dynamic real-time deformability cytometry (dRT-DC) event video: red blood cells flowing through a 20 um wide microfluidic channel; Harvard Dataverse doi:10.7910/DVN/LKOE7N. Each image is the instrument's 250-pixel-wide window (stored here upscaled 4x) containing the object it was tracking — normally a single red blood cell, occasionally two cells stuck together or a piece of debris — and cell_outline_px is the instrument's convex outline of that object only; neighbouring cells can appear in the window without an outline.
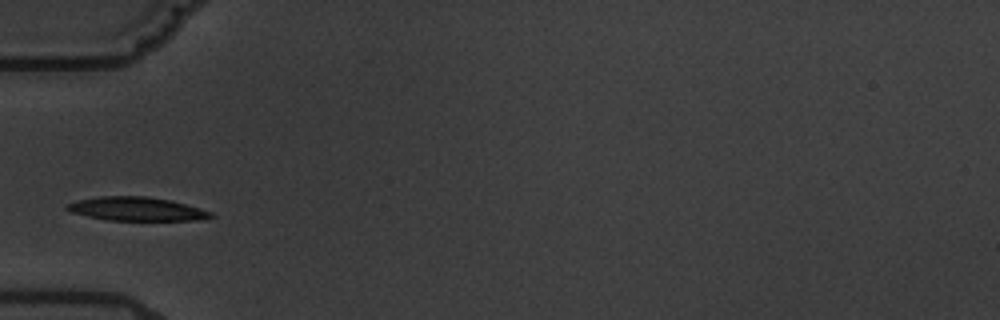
{"species": "common noctule bat (a hibernating species)", "species_latin": "Nyctalus noctula", "temperature_condition": "warm", "stored_images_in_passage": 1, "camera_frame_rate_fps": 3000, "um_per_image_px": 0.085, "animal": {"sex": "male", "body_mass_g": 19.5, "forearm_length_mm": 54.6}, "frame": {"image": 1, "passage_image": 1, "time_ms": 0.0, "image_size_px": [1000, 320], "cell_outline_px": [[216, 216], [200, 220], [108, 220], [88, 216], [72, 212], [64, 208], [64, 204], [80, 200], [100, 196], [144, 196], [168, 200], [200, 208], [212, 212]], "centroid_in_image_um": [11.6, 17.76], "position_along_channel_um": 73.4, "area_um2": 19.65}}